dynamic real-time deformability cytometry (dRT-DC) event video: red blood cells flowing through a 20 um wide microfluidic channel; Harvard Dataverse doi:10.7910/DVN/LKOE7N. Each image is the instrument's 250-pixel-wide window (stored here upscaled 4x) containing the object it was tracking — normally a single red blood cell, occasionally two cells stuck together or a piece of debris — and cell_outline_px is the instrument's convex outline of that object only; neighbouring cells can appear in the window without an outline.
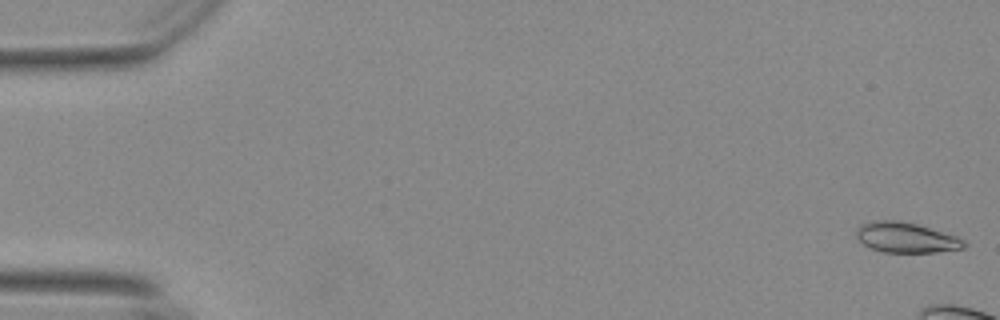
{"species": "Egyptian fruit bat (a non-hibernating species)", "species_latin": "Rousettus aegyptiacus", "temperature_condition": "warm", "stored_images_in_passage": 10, "camera_frame_rate_fps": 3000, "um_per_image_px": 0.085, "animal": {"sex": "female"}, "frame": {"image": 1, "passage_image": 1, "time_ms": 0.0, "image_size_px": [1000, 320], "cell_outline_px": [[968, 244], [964, 248], [940, 252], [884, 252], [872, 248], [864, 244], [856, 236], [856, 228], [860, 224], [872, 220], [896, 220], [916, 224], [956, 236], [964, 240]], "centroid_in_image_um": [77.01, 20.19], "position_along_channel_um": 8.0, "area_um2": 18.96}}